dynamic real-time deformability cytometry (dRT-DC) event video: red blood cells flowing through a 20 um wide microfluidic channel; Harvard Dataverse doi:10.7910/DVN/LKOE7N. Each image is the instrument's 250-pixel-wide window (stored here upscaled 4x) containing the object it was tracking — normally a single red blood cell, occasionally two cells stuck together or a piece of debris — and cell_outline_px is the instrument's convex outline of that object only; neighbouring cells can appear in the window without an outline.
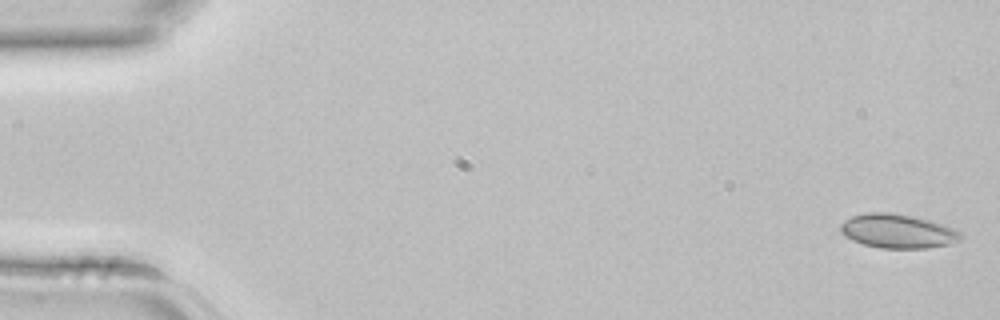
{"species": "common noctule bat (a hibernating species)", "species_latin": "Nyctalus noctula", "temperature_condition": "room temperature", "stored_images_in_passage": 3, "camera_frame_rate_fps": 3000, "um_per_image_px": 0.085, "animal": {"sex": "female", "body_mass_g": 22.7, "forearm_length_mm": 54.2}, "frame": {"image": 1, "passage_image": 1, "time_ms": 0.0, "image_size_px": [1000, 320], "cell_outline_px": [[964, 240], [948, 244], [928, 248], [880, 248], [864, 244], [852, 240], [844, 236], [840, 232], [840, 224], [844, 220], [852, 216], [868, 212], [888, 212], [916, 216], [944, 224], [960, 232], [964, 236]], "centroid_in_image_um": [76.32, 19.64], "position_along_channel_um": 8.7, "area_um2": 24.16}}
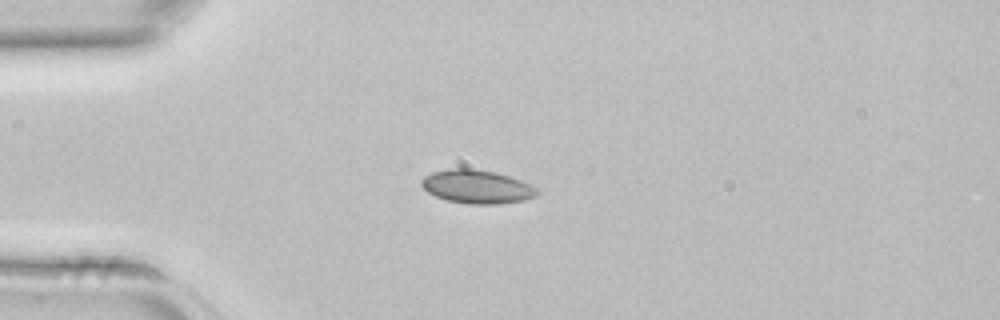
{"frame": {"image": 2, "passage_image": 3, "time_ms": 0.667, "image_size_px": [1000, 320], "cell_outline_px": [[540, 192], [536, 196], [524, 200], [496, 204], [468, 204], [448, 200], [436, 196], [428, 192], [420, 184], [420, 180], [424, 176], [432, 172], [448, 168], [472, 168], [496, 172], [520, 180], [536, 188]], "centroid_in_image_um": [40.51, 15.86], "position_along_channel_um": 44.5, "area_um2": 22.6}}